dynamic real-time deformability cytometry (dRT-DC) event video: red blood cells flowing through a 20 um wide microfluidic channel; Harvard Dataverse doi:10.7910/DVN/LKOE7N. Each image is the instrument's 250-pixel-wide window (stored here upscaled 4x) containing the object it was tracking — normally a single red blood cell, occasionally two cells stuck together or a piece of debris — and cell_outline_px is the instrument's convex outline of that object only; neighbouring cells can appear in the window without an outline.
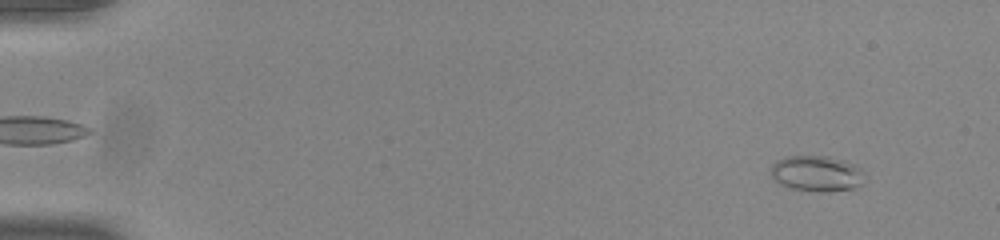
{"species": "common noctule bat (a hibernating species)", "species_latin": "Nyctalus noctula", "temperature_condition": "room temperature", "stored_images_in_passage": 54, "camera_frame_rate_fps": 3000, "um_per_image_px": 0.085, "animal": {"sex": "male", "body_mass_g": 20.0, "forearm_length_mm": 53.3}, "frame": {"image": 1, "passage_image": 5, "time_ms": 1.333, "image_size_px": [1000, 240], "cell_outline_px": [[864, 172], [860, 184], [852, 188], [824, 192], [820, 192], [788, 188], [772, 180], [772, 164], [776, 160], [784, 156], [828, 156], [844, 160], [856, 164]], "centroid_in_image_um": [69.38, 14.74], "position_along_channel_um": 15.6, "area_um2": 19.65}}
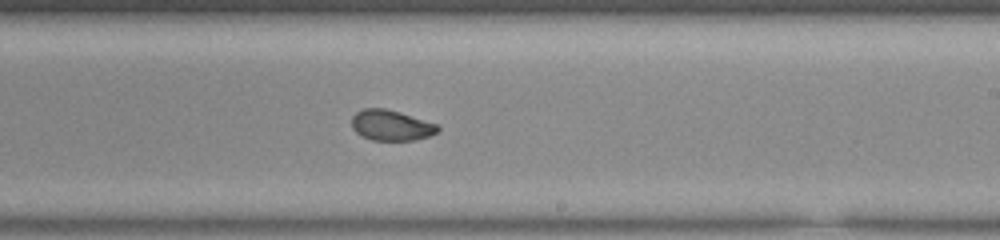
{"frame": {"image": 2, "passage_image": 34, "time_ms": 11.0, "image_size_px": [1000, 240], "cell_outline_px": [[440, 128], [436, 132], [428, 136], [416, 140], [372, 140], [360, 136], [352, 128], [352, 116], [356, 112], [364, 108], [384, 108], [400, 112], [436, 124]], "centroid_in_image_um": [33.2, 10.65], "position_along_channel_um": 255.8, "area_um2": 15.26}}
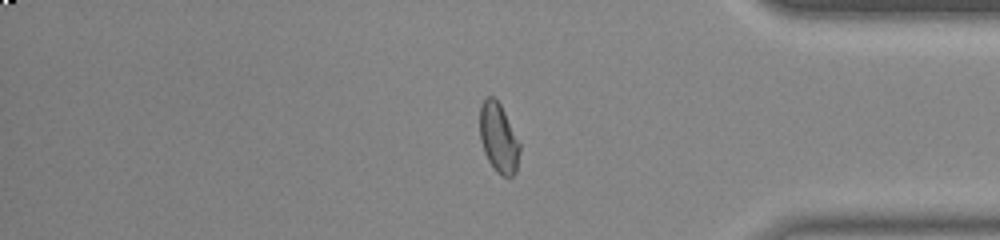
{"frame": {"image": 3, "passage_image": 46, "time_ms": 15.0, "image_size_px": [1000, 240], "cell_outline_px": [[520, 148], [516, 172], [512, 176], [500, 176], [496, 172], [488, 160], [484, 152], [480, 140], [480, 104], [488, 96], [492, 96], [500, 104], [520, 144]], "centroid_in_image_um": [42.36, 11.75], "position_along_channel_um": 392.8, "area_um2": 16.01}, "authors_computed_cell_mechanics": {"area_um2": 16.3285, "velocity_mm_per_s": 3.8724, "shape_relaxation_time_tau1_ms": 3.7431, "shape_relaxation_time_tau2_ms": 1.3328, "deformation_change_tau1": 0.1407, "deformation_change_tau2": 0.056}}